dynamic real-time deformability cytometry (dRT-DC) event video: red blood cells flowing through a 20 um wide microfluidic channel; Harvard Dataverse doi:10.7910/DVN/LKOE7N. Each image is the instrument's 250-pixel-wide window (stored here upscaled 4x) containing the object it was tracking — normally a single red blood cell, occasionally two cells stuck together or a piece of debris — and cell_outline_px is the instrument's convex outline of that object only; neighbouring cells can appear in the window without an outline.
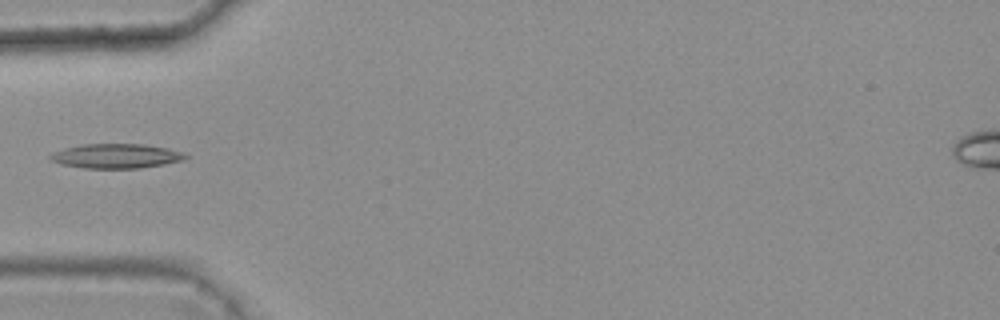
{"species": "common noctule bat (a hibernating species)", "species_latin": "Nyctalus noctula", "temperature_condition": "warm", "stored_images_in_passage": 1, "camera_frame_rate_fps": 3000, "um_per_image_px": 0.085, "animal": {"sex": "female", "body_mass_g": 25.1}, "frame": {"image": 1, "passage_image": 1, "time_ms": 0.0, "image_size_px": [1000, 320], "cell_outline_px": [[188, 156], [184, 160], [164, 164], [140, 168], [84, 168], [60, 164], [52, 160], [48, 156], [52, 152], [64, 148], [80, 144], [144, 144], [168, 148], [180, 152]], "centroid_in_image_um": [9.84, 13.26], "position_along_channel_um": 75.2, "area_um2": 19.31}}